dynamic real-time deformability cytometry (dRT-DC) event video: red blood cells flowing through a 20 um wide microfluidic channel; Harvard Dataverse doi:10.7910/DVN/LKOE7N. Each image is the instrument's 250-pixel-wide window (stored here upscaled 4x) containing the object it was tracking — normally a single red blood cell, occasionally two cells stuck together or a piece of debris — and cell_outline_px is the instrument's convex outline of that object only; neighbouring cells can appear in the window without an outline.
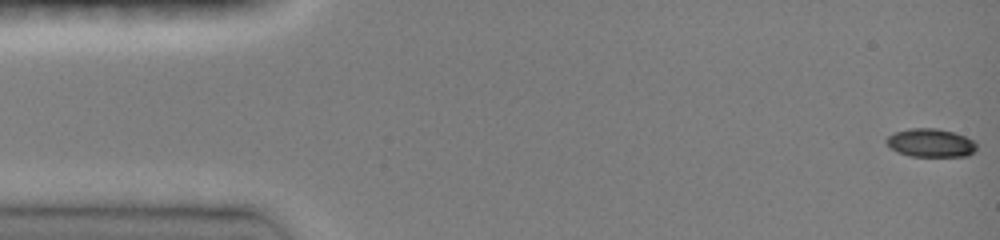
{"species": "common noctule bat (a hibernating species)", "species_latin": "Nyctalus noctula", "temperature_condition": "room temperature", "stored_images_in_passage": 48, "camera_frame_rate_fps": 3000, "um_per_image_px": 0.085, "animal": {"sex": "female", "body_mass_g": 19.0, "forearm_length_mm": 51.5}, "frame": {"image": 1, "passage_image": 1, "time_ms": 0.0, "image_size_px": [1000, 240], "cell_outline_px": [[976, 148], [968, 156], [908, 156], [896, 152], [884, 140], [888, 136], [896, 132], [908, 128], [936, 128], [952, 132], [964, 136], [972, 140], [976, 144]], "centroid_in_image_um": [79.07, 12.14], "position_along_channel_um": 5.9, "area_um2": 14.8}}
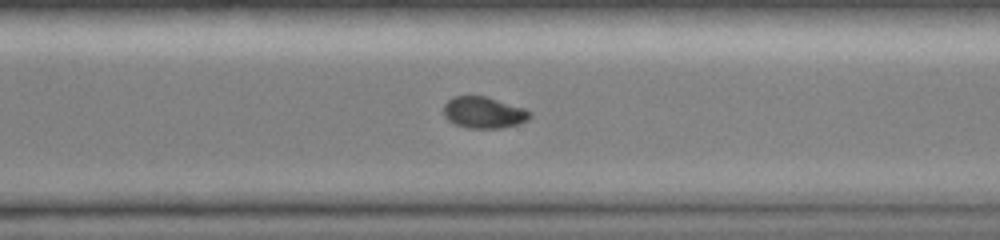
{"frame": {"image": 2, "passage_image": 34, "time_ms": 11.0, "image_size_px": [1000, 240], "cell_outline_px": [[532, 116], [528, 120], [516, 124], [500, 128], [468, 128], [456, 124], [448, 120], [444, 116], [444, 104], [452, 96], [484, 96], [524, 108], [532, 112]], "centroid_in_image_um": [41.11, 9.56], "position_along_channel_um": 329.5, "area_um2": 15.72}}
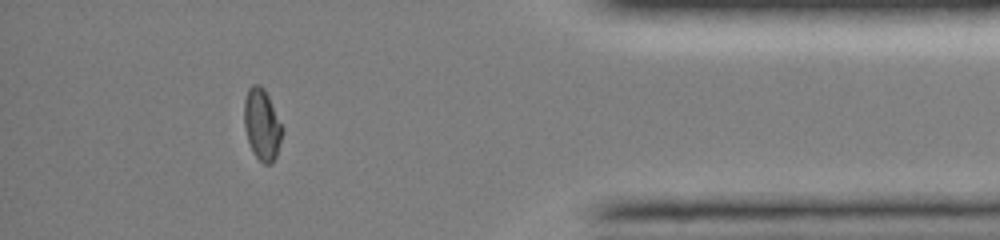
{"frame": {"image": 3, "passage_image": 42, "time_ms": 13.667, "image_size_px": [1000, 240], "cell_outline_px": [[284, 132], [276, 156], [272, 164], [264, 164], [252, 152], [244, 128], [244, 100], [248, 88], [252, 84], [260, 84], [264, 88], [284, 128]], "centroid_in_image_um": [22.27, 10.58], "position_along_channel_um": 412.9, "area_um2": 16.07}, "authors_computed_cell_mechanics": {"area_um2": 16.1262, "velocity_mm_per_s": 4.1027, "shape_relaxation_time_tau1_ms": 4.0146, "shape_relaxation_time_tau2_ms": 3.4417, "deformation_change_tau1": 0.1476, "deformation_change_tau2": 0.0465}}